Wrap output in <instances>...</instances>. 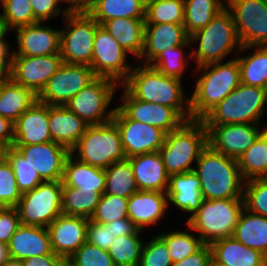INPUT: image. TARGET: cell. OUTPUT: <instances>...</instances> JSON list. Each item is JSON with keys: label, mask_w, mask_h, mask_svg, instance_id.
<instances>
[{"label": "cell", "mask_w": 267, "mask_h": 266, "mask_svg": "<svg viewBox=\"0 0 267 266\" xmlns=\"http://www.w3.org/2000/svg\"><path fill=\"white\" fill-rule=\"evenodd\" d=\"M238 165L245 181L267 178V141L262 135L242 154Z\"/></svg>", "instance_id": "cell-39"}, {"label": "cell", "mask_w": 267, "mask_h": 266, "mask_svg": "<svg viewBox=\"0 0 267 266\" xmlns=\"http://www.w3.org/2000/svg\"><path fill=\"white\" fill-rule=\"evenodd\" d=\"M104 194L129 198L139 191L132 165L128 158L117 161L105 169Z\"/></svg>", "instance_id": "cell-36"}, {"label": "cell", "mask_w": 267, "mask_h": 266, "mask_svg": "<svg viewBox=\"0 0 267 266\" xmlns=\"http://www.w3.org/2000/svg\"><path fill=\"white\" fill-rule=\"evenodd\" d=\"M267 107L266 89L240 84L202 119L204 125L258 124Z\"/></svg>", "instance_id": "cell-5"}, {"label": "cell", "mask_w": 267, "mask_h": 266, "mask_svg": "<svg viewBox=\"0 0 267 266\" xmlns=\"http://www.w3.org/2000/svg\"><path fill=\"white\" fill-rule=\"evenodd\" d=\"M256 48L252 55L237 57L240 67L241 83L254 87H267V46H241L240 52ZM258 47V48H257Z\"/></svg>", "instance_id": "cell-35"}, {"label": "cell", "mask_w": 267, "mask_h": 266, "mask_svg": "<svg viewBox=\"0 0 267 266\" xmlns=\"http://www.w3.org/2000/svg\"><path fill=\"white\" fill-rule=\"evenodd\" d=\"M62 64L60 54L9 56L8 76L38 96Z\"/></svg>", "instance_id": "cell-15"}, {"label": "cell", "mask_w": 267, "mask_h": 266, "mask_svg": "<svg viewBox=\"0 0 267 266\" xmlns=\"http://www.w3.org/2000/svg\"><path fill=\"white\" fill-rule=\"evenodd\" d=\"M118 83L107 77L96 76L64 106L88 125H100L112 120L115 108L106 112ZM106 112V113H105ZM107 114V115H105Z\"/></svg>", "instance_id": "cell-11"}, {"label": "cell", "mask_w": 267, "mask_h": 266, "mask_svg": "<svg viewBox=\"0 0 267 266\" xmlns=\"http://www.w3.org/2000/svg\"><path fill=\"white\" fill-rule=\"evenodd\" d=\"M194 172L201 182V193L206 200L244 199L245 180L238 160L207 145L196 161Z\"/></svg>", "instance_id": "cell-1"}, {"label": "cell", "mask_w": 267, "mask_h": 266, "mask_svg": "<svg viewBox=\"0 0 267 266\" xmlns=\"http://www.w3.org/2000/svg\"><path fill=\"white\" fill-rule=\"evenodd\" d=\"M139 190L166 193L169 175L159 151L128 158Z\"/></svg>", "instance_id": "cell-26"}, {"label": "cell", "mask_w": 267, "mask_h": 266, "mask_svg": "<svg viewBox=\"0 0 267 266\" xmlns=\"http://www.w3.org/2000/svg\"><path fill=\"white\" fill-rule=\"evenodd\" d=\"M70 153L65 161L62 178L63 187H74L81 190H97L101 195L105 190V170L93 167Z\"/></svg>", "instance_id": "cell-31"}, {"label": "cell", "mask_w": 267, "mask_h": 266, "mask_svg": "<svg viewBox=\"0 0 267 266\" xmlns=\"http://www.w3.org/2000/svg\"><path fill=\"white\" fill-rule=\"evenodd\" d=\"M22 262L23 266H61L63 260L53 252L52 254L33 256Z\"/></svg>", "instance_id": "cell-56"}, {"label": "cell", "mask_w": 267, "mask_h": 266, "mask_svg": "<svg viewBox=\"0 0 267 266\" xmlns=\"http://www.w3.org/2000/svg\"><path fill=\"white\" fill-rule=\"evenodd\" d=\"M118 106L130 119L162 129L166 134L180 128L186 120L172 107L134 98L124 87Z\"/></svg>", "instance_id": "cell-19"}, {"label": "cell", "mask_w": 267, "mask_h": 266, "mask_svg": "<svg viewBox=\"0 0 267 266\" xmlns=\"http://www.w3.org/2000/svg\"><path fill=\"white\" fill-rule=\"evenodd\" d=\"M169 203L166 193L139 190L128 199V218L143 230L144 226L153 225L163 218Z\"/></svg>", "instance_id": "cell-24"}, {"label": "cell", "mask_w": 267, "mask_h": 266, "mask_svg": "<svg viewBox=\"0 0 267 266\" xmlns=\"http://www.w3.org/2000/svg\"><path fill=\"white\" fill-rule=\"evenodd\" d=\"M101 194L97 190L78 191L74 187L62 188V213L69 216H82L90 219Z\"/></svg>", "instance_id": "cell-38"}, {"label": "cell", "mask_w": 267, "mask_h": 266, "mask_svg": "<svg viewBox=\"0 0 267 266\" xmlns=\"http://www.w3.org/2000/svg\"><path fill=\"white\" fill-rule=\"evenodd\" d=\"M9 258L8 247L0 243V266Z\"/></svg>", "instance_id": "cell-62"}, {"label": "cell", "mask_w": 267, "mask_h": 266, "mask_svg": "<svg viewBox=\"0 0 267 266\" xmlns=\"http://www.w3.org/2000/svg\"><path fill=\"white\" fill-rule=\"evenodd\" d=\"M60 1L68 3V0H31L35 19L42 23L53 16H58L61 13L58 6Z\"/></svg>", "instance_id": "cell-53"}, {"label": "cell", "mask_w": 267, "mask_h": 266, "mask_svg": "<svg viewBox=\"0 0 267 266\" xmlns=\"http://www.w3.org/2000/svg\"><path fill=\"white\" fill-rule=\"evenodd\" d=\"M7 161L14 171L18 189L22 194L44 182L13 146L8 151Z\"/></svg>", "instance_id": "cell-44"}, {"label": "cell", "mask_w": 267, "mask_h": 266, "mask_svg": "<svg viewBox=\"0 0 267 266\" xmlns=\"http://www.w3.org/2000/svg\"><path fill=\"white\" fill-rule=\"evenodd\" d=\"M172 264L166 244L158 236L143 244L138 266H172Z\"/></svg>", "instance_id": "cell-49"}, {"label": "cell", "mask_w": 267, "mask_h": 266, "mask_svg": "<svg viewBox=\"0 0 267 266\" xmlns=\"http://www.w3.org/2000/svg\"><path fill=\"white\" fill-rule=\"evenodd\" d=\"M146 0H98L87 12L101 25L114 18H145Z\"/></svg>", "instance_id": "cell-34"}, {"label": "cell", "mask_w": 267, "mask_h": 266, "mask_svg": "<svg viewBox=\"0 0 267 266\" xmlns=\"http://www.w3.org/2000/svg\"><path fill=\"white\" fill-rule=\"evenodd\" d=\"M257 126L249 123L205 125L208 132V145L238 160L261 135L262 131Z\"/></svg>", "instance_id": "cell-17"}, {"label": "cell", "mask_w": 267, "mask_h": 266, "mask_svg": "<svg viewBox=\"0 0 267 266\" xmlns=\"http://www.w3.org/2000/svg\"><path fill=\"white\" fill-rule=\"evenodd\" d=\"M209 266H225V265H223V264H221V263H219V262H216V261L212 258V260H211Z\"/></svg>", "instance_id": "cell-64"}, {"label": "cell", "mask_w": 267, "mask_h": 266, "mask_svg": "<svg viewBox=\"0 0 267 266\" xmlns=\"http://www.w3.org/2000/svg\"><path fill=\"white\" fill-rule=\"evenodd\" d=\"M157 236L166 244L173 263L195 253L204 245L198 236L185 231H173Z\"/></svg>", "instance_id": "cell-42"}, {"label": "cell", "mask_w": 267, "mask_h": 266, "mask_svg": "<svg viewBox=\"0 0 267 266\" xmlns=\"http://www.w3.org/2000/svg\"><path fill=\"white\" fill-rule=\"evenodd\" d=\"M61 266H72V265H70L67 261H63Z\"/></svg>", "instance_id": "cell-66"}, {"label": "cell", "mask_w": 267, "mask_h": 266, "mask_svg": "<svg viewBox=\"0 0 267 266\" xmlns=\"http://www.w3.org/2000/svg\"><path fill=\"white\" fill-rule=\"evenodd\" d=\"M187 45L189 44L171 47L161 52L149 65L166 76L181 79L186 63L188 64L182 52Z\"/></svg>", "instance_id": "cell-46"}, {"label": "cell", "mask_w": 267, "mask_h": 266, "mask_svg": "<svg viewBox=\"0 0 267 266\" xmlns=\"http://www.w3.org/2000/svg\"><path fill=\"white\" fill-rule=\"evenodd\" d=\"M106 224L111 227V231L115 237L132 235L139 230L128 217L116 219Z\"/></svg>", "instance_id": "cell-55"}, {"label": "cell", "mask_w": 267, "mask_h": 266, "mask_svg": "<svg viewBox=\"0 0 267 266\" xmlns=\"http://www.w3.org/2000/svg\"><path fill=\"white\" fill-rule=\"evenodd\" d=\"M21 197L14 171L7 161L0 166V204L4 207H16Z\"/></svg>", "instance_id": "cell-50"}, {"label": "cell", "mask_w": 267, "mask_h": 266, "mask_svg": "<svg viewBox=\"0 0 267 266\" xmlns=\"http://www.w3.org/2000/svg\"><path fill=\"white\" fill-rule=\"evenodd\" d=\"M95 77L88 65L63 62L38 95V101L47 105H65Z\"/></svg>", "instance_id": "cell-13"}, {"label": "cell", "mask_w": 267, "mask_h": 266, "mask_svg": "<svg viewBox=\"0 0 267 266\" xmlns=\"http://www.w3.org/2000/svg\"><path fill=\"white\" fill-rule=\"evenodd\" d=\"M264 130H261V135L266 139L267 141V126L263 127Z\"/></svg>", "instance_id": "cell-65"}, {"label": "cell", "mask_w": 267, "mask_h": 266, "mask_svg": "<svg viewBox=\"0 0 267 266\" xmlns=\"http://www.w3.org/2000/svg\"><path fill=\"white\" fill-rule=\"evenodd\" d=\"M190 36L183 24L159 23L145 24L143 50L140 56L150 64L161 52L183 44H190Z\"/></svg>", "instance_id": "cell-23"}, {"label": "cell", "mask_w": 267, "mask_h": 266, "mask_svg": "<svg viewBox=\"0 0 267 266\" xmlns=\"http://www.w3.org/2000/svg\"><path fill=\"white\" fill-rule=\"evenodd\" d=\"M44 181H62L64 165L71 151L56 142L13 146Z\"/></svg>", "instance_id": "cell-18"}, {"label": "cell", "mask_w": 267, "mask_h": 266, "mask_svg": "<svg viewBox=\"0 0 267 266\" xmlns=\"http://www.w3.org/2000/svg\"><path fill=\"white\" fill-rule=\"evenodd\" d=\"M67 29L60 30V56L69 64L91 65L94 37L100 24L87 11H63Z\"/></svg>", "instance_id": "cell-9"}, {"label": "cell", "mask_w": 267, "mask_h": 266, "mask_svg": "<svg viewBox=\"0 0 267 266\" xmlns=\"http://www.w3.org/2000/svg\"><path fill=\"white\" fill-rule=\"evenodd\" d=\"M62 181H47L22 194L16 206L20 224L47 227L62 213Z\"/></svg>", "instance_id": "cell-10"}, {"label": "cell", "mask_w": 267, "mask_h": 266, "mask_svg": "<svg viewBox=\"0 0 267 266\" xmlns=\"http://www.w3.org/2000/svg\"><path fill=\"white\" fill-rule=\"evenodd\" d=\"M76 158L93 167L106 169L113 163L126 159L120 132L111 120L100 125H89L78 143L71 149Z\"/></svg>", "instance_id": "cell-8"}, {"label": "cell", "mask_w": 267, "mask_h": 266, "mask_svg": "<svg viewBox=\"0 0 267 266\" xmlns=\"http://www.w3.org/2000/svg\"><path fill=\"white\" fill-rule=\"evenodd\" d=\"M19 225L17 208L4 207L0 212V243L7 245Z\"/></svg>", "instance_id": "cell-52"}, {"label": "cell", "mask_w": 267, "mask_h": 266, "mask_svg": "<svg viewBox=\"0 0 267 266\" xmlns=\"http://www.w3.org/2000/svg\"><path fill=\"white\" fill-rule=\"evenodd\" d=\"M36 101L38 96L32 90L15 83L9 76L0 82V116L13 123Z\"/></svg>", "instance_id": "cell-32"}, {"label": "cell", "mask_w": 267, "mask_h": 266, "mask_svg": "<svg viewBox=\"0 0 267 266\" xmlns=\"http://www.w3.org/2000/svg\"><path fill=\"white\" fill-rule=\"evenodd\" d=\"M115 239L111 227L88 220L86 241L108 251L110 244Z\"/></svg>", "instance_id": "cell-51"}, {"label": "cell", "mask_w": 267, "mask_h": 266, "mask_svg": "<svg viewBox=\"0 0 267 266\" xmlns=\"http://www.w3.org/2000/svg\"><path fill=\"white\" fill-rule=\"evenodd\" d=\"M241 46H267L266 0H226Z\"/></svg>", "instance_id": "cell-12"}, {"label": "cell", "mask_w": 267, "mask_h": 266, "mask_svg": "<svg viewBox=\"0 0 267 266\" xmlns=\"http://www.w3.org/2000/svg\"><path fill=\"white\" fill-rule=\"evenodd\" d=\"M98 0H68L70 10L72 11H87Z\"/></svg>", "instance_id": "cell-59"}, {"label": "cell", "mask_w": 267, "mask_h": 266, "mask_svg": "<svg viewBox=\"0 0 267 266\" xmlns=\"http://www.w3.org/2000/svg\"><path fill=\"white\" fill-rule=\"evenodd\" d=\"M127 52L120 44L100 25L97 28L93 55L90 68L95 76L107 77L122 83L128 78L133 66L128 65L126 60Z\"/></svg>", "instance_id": "cell-14"}, {"label": "cell", "mask_w": 267, "mask_h": 266, "mask_svg": "<svg viewBox=\"0 0 267 266\" xmlns=\"http://www.w3.org/2000/svg\"><path fill=\"white\" fill-rule=\"evenodd\" d=\"M11 146L0 143V166L7 162L8 151Z\"/></svg>", "instance_id": "cell-61"}, {"label": "cell", "mask_w": 267, "mask_h": 266, "mask_svg": "<svg viewBox=\"0 0 267 266\" xmlns=\"http://www.w3.org/2000/svg\"><path fill=\"white\" fill-rule=\"evenodd\" d=\"M49 105L36 101L14 122L13 146L52 141L49 131Z\"/></svg>", "instance_id": "cell-22"}, {"label": "cell", "mask_w": 267, "mask_h": 266, "mask_svg": "<svg viewBox=\"0 0 267 266\" xmlns=\"http://www.w3.org/2000/svg\"><path fill=\"white\" fill-rule=\"evenodd\" d=\"M17 52L9 56H44L60 54V29L44 27L41 22L16 28Z\"/></svg>", "instance_id": "cell-21"}, {"label": "cell", "mask_w": 267, "mask_h": 266, "mask_svg": "<svg viewBox=\"0 0 267 266\" xmlns=\"http://www.w3.org/2000/svg\"><path fill=\"white\" fill-rule=\"evenodd\" d=\"M1 266H23L22 260L9 257Z\"/></svg>", "instance_id": "cell-63"}, {"label": "cell", "mask_w": 267, "mask_h": 266, "mask_svg": "<svg viewBox=\"0 0 267 266\" xmlns=\"http://www.w3.org/2000/svg\"><path fill=\"white\" fill-rule=\"evenodd\" d=\"M226 5L221 0H184V27L191 36L206 27Z\"/></svg>", "instance_id": "cell-37"}, {"label": "cell", "mask_w": 267, "mask_h": 266, "mask_svg": "<svg viewBox=\"0 0 267 266\" xmlns=\"http://www.w3.org/2000/svg\"><path fill=\"white\" fill-rule=\"evenodd\" d=\"M202 70L190 96L191 120H201L214 106L241 84L237 58L197 67Z\"/></svg>", "instance_id": "cell-3"}, {"label": "cell", "mask_w": 267, "mask_h": 266, "mask_svg": "<svg viewBox=\"0 0 267 266\" xmlns=\"http://www.w3.org/2000/svg\"><path fill=\"white\" fill-rule=\"evenodd\" d=\"M88 220L82 216H58L47 226L52 252L63 261L75 253L86 242Z\"/></svg>", "instance_id": "cell-20"}, {"label": "cell", "mask_w": 267, "mask_h": 266, "mask_svg": "<svg viewBox=\"0 0 267 266\" xmlns=\"http://www.w3.org/2000/svg\"><path fill=\"white\" fill-rule=\"evenodd\" d=\"M212 260V249L210 244H204L195 253L186 258L174 262L172 266H209Z\"/></svg>", "instance_id": "cell-54"}, {"label": "cell", "mask_w": 267, "mask_h": 266, "mask_svg": "<svg viewBox=\"0 0 267 266\" xmlns=\"http://www.w3.org/2000/svg\"><path fill=\"white\" fill-rule=\"evenodd\" d=\"M0 3L3 7L0 17L10 31L38 22L34 17L31 0H0Z\"/></svg>", "instance_id": "cell-43"}, {"label": "cell", "mask_w": 267, "mask_h": 266, "mask_svg": "<svg viewBox=\"0 0 267 266\" xmlns=\"http://www.w3.org/2000/svg\"><path fill=\"white\" fill-rule=\"evenodd\" d=\"M232 237L267 257V217L244 208Z\"/></svg>", "instance_id": "cell-33"}, {"label": "cell", "mask_w": 267, "mask_h": 266, "mask_svg": "<svg viewBox=\"0 0 267 266\" xmlns=\"http://www.w3.org/2000/svg\"><path fill=\"white\" fill-rule=\"evenodd\" d=\"M9 55H2L0 53V82L8 77L9 70Z\"/></svg>", "instance_id": "cell-60"}, {"label": "cell", "mask_w": 267, "mask_h": 266, "mask_svg": "<svg viewBox=\"0 0 267 266\" xmlns=\"http://www.w3.org/2000/svg\"><path fill=\"white\" fill-rule=\"evenodd\" d=\"M7 247L9 257L19 260L53 253L47 227L20 224Z\"/></svg>", "instance_id": "cell-25"}, {"label": "cell", "mask_w": 267, "mask_h": 266, "mask_svg": "<svg viewBox=\"0 0 267 266\" xmlns=\"http://www.w3.org/2000/svg\"><path fill=\"white\" fill-rule=\"evenodd\" d=\"M14 123L6 117L0 116V143L13 146Z\"/></svg>", "instance_id": "cell-57"}, {"label": "cell", "mask_w": 267, "mask_h": 266, "mask_svg": "<svg viewBox=\"0 0 267 266\" xmlns=\"http://www.w3.org/2000/svg\"><path fill=\"white\" fill-rule=\"evenodd\" d=\"M112 121L120 132L127 158L157 152L164 144L166 133L162 129L130 119L119 107L115 108Z\"/></svg>", "instance_id": "cell-16"}, {"label": "cell", "mask_w": 267, "mask_h": 266, "mask_svg": "<svg viewBox=\"0 0 267 266\" xmlns=\"http://www.w3.org/2000/svg\"><path fill=\"white\" fill-rule=\"evenodd\" d=\"M128 199L103 193L90 220L99 224H106L116 219L128 217Z\"/></svg>", "instance_id": "cell-45"}, {"label": "cell", "mask_w": 267, "mask_h": 266, "mask_svg": "<svg viewBox=\"0 0 267 266\" xmlns=\"http://www.w3.org/2000/svg\"><path fill=\"white\" fill-rule=\"evenodd\" d=\"M208 145V132L201 120L186 121L180 128L166 134L159 149L169 176L193 171L192 162L198 160Z\"/></svg>", "instance_id": "cell-4"}, {"label": "cell", "mask_w": 267, "mask_h": 266, "mask_svg": "<svg viewBox=\"0 0 267 266\" xmlns=\"http://www.w3.org/2000/svg\"><path fill=\"white\" fill-rule=\"evenodd\" d=\"M184 15V0H146L145 24H183Z\"/></svg>", "instance_id": "cell-40"}, {"label": "cell", "mask_w": 267, "mask_h": 266, "mask_svg": "<svg viewBox=\"0 0 267 266\" xmlns=\"http://www.w3.org/2000/svg\"><path fill=\"white\" fill-rule=\"evenodd\" d=\"M245 208L244 199L203 200L198 211L187 221L189 229L200 233L204 244L232 237L240 215Z\"/></svg>", "instance_id": "cell-7"}, {"label": "cell", "mask_w": 267, "mask_h": 266, "mask_svg": "<svg viewBox=\"0 0 267 266\" xmlns=\"http://www.w3.org/2000/svg\"><path fill=\"white\" fill-rule=\"evenodd\" d=\"M190 43L199 41L198 51L189 53L196 58L197 67L222 62L227 54L237 46V55L241 44L238 40L233 16L227 6L216 14L210 23L190 36Z\"/></svg>", "instance_id": "cell-6"}, {"label": "cell", "mask_w": 267, "mask_h": 266, "mask_svg": "<svg viewBox=\"0 0 267 266\" xmlns=\"http://www.w3.org/2000/svg\"><path fill=\"white\" fill-rule=\"evenodd\" d=\"M101 26L127 53L139 60L143 50L145 18H114Z\"/></svg>", "instance_id": "cell-30"}, {"label": "cell", "mask_w": 267, "mask_h": 266, "mask_svg": "<svg viewBox=\"0 0 267 266\" xmlns=\"http://www.w3.org/2000/svg\"><path fill=\"white\" fill-rule=\"evenodd\" d=\"M140 232L142 230L132 235L118 236L112 241L108 253L115 266H138L144 244L139 238Z\"/></svg>", "instance_id": "cell-41"}, {"label": "cell", "mask_w": 267, "mask_h": 266, "mask_svg": "<svg viewBox=\"0 0 267 266\" xmlns=\"http://www.w3.org/2000/svg\"><path fill=\"white\" fill-rule=\"evenodd\" d=\"M66 261L72 266H115L108 251L87 241Z\"/></svg>", "instance_id": "cell-48"}, {"label": "cell", "mask_w": 267, "mask_h": 266, "mask_svg": "<svg viewBox=\"0 0 267 266\" xmlns=\"http://www.w3.org/2000/svg\"><path fill=\"white\" fill-rule=\"evenodd\" d=\"M48 122L52 141L67 147L70 151L89 126L64 105H49Z\"/></svg>", "instance_id": "cell-27"}, {"label": "cell", "mask_w": 267, "mask_h": 266, "mask_svg": "<svg viewBox=\"0 0 267 266\" xmlns=\"http://www.w3.org/2000/svg\"><path fill=\"white\" fill-rule=\"evenodd\" d=\"M4 208V206L2 204H0V212L1 210Z\"/></svg>", "instance_id": "cell-67"}, {"label": "cell", "mask_w": 267, "mask_h": 266, "mask_svg": "<svg viewBox=\"0 0 267 266\" xmlns=\"http://www.w3.org/2000/svg\"><path fill=\"white\" fill-rule=\"evenodd\" d=\"M121 85L134 98L172 107L186 121L191 120L190 99H184L181 79L166 76L149 64H141L132 68L128 78ZM184 100L187 106L184 105Z\"/></svg>", "instance_id": "cell-2"}, {"label": "cell", "mask_w": 267, "mask_h": 266, "mask_svg": "<svg viewBox=\"0 0 267 266\" xmlns=\"http://www.w3.org/2000/svg\"><path fill=\"white\" fill-rule=\"evenodd\" d=\"M170 201L182 211L191 212L193 216L203 203L201 182L194 171L169 176L167 189Z\"/></svg>", "instance_id": "cell-28"}, {"label": "cell", "mask_w": 267, "mask_h": 266, "mask_svg": "<svg viewBox=\"0 0 267 266\" xmlns=\"http://www.w3.org/2000/svg\"><path fill=\"white\" fill-rule=\"evenodd\" d=\"M212 258L225 266H267V257L233 237L222 238L210 244Z\"/></svg>", "instance_id": "cell-29"}, {"label": "cell", "mask_w": 267, "mask_h": 266, "mask_svg": "<svg viewBox=\"0 0 267 266\" xmlns=\"http://www.w3.org/2000/svg\"><path fill=\"white\" fill-rule=\"evenodd\" d=\"M7 25L4 23V21L0 17V53L2 55H10V47L8 42L4 39L5 35L9 32Z\"/></svg>", "instance_id": "cell-58"}, {"label": "cell", "mask_w": 267, "mask_h": 266, "mask_svg": "<svg viewBox=\"0 0 267 266\" xmlns=\"http://www.w3.org/2000/svg\"><path fill=\"white\" fill-rule=\"evenodd\" d=\"M245 208L255 214L267 217V178H256L244 183Z\"/></svg>", "instance_id": "cell-47"}]
</instances>
